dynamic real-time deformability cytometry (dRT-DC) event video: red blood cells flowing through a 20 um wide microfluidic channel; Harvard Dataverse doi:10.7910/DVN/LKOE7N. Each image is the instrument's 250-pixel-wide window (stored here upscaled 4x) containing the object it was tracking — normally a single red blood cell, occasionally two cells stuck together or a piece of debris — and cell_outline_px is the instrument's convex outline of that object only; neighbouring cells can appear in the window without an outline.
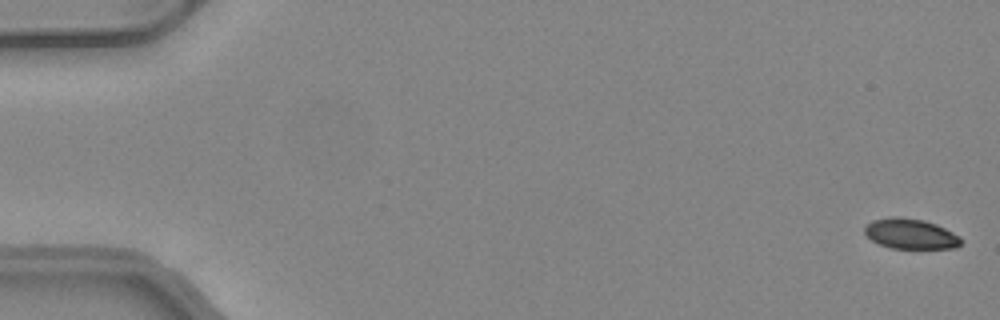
{"species": "common noctule bat (a hibernating species)", "species_latin": "Nyctalus noctula", "temperature_condition": "warm", "stored_images_in_passage": 51, "camera_frame_rate_fps": 3000, "um_per_image_px": 0.085, "animal": {"sex": "female", "body_mass_g": 24.6, "forearm_length_mm": 56.2}, "frame": {"image": 1, "passage_image": 1, "time_ms": 0.0, "image_size_px": [1000, 320], "cell_outline_px": [[964, 240], [956, 248], [892, 248], [880, 244], [872, 240], [864, 232], [864, 228], [872, 220], [888, 216], [900, 216], [924, 220], [936, 224], [960, 236]], "centroid_in_image_um": [77.41, 19.86], "position_along_channel_um": 7.6, "area_um2": 17.05}}
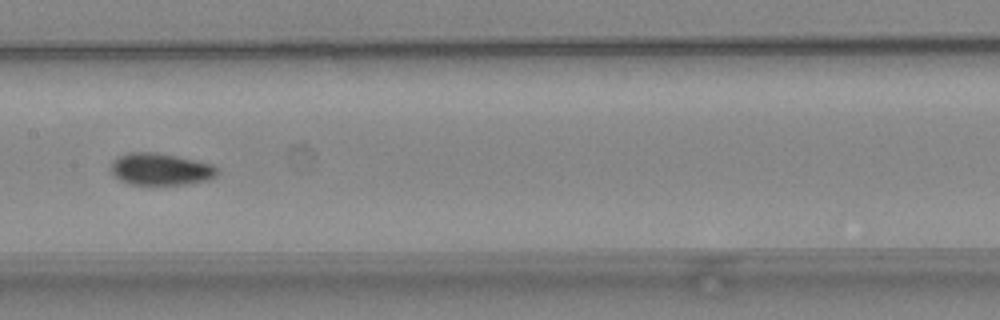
{"frame": {"image": 2, "passage_image": 26, "time_ms": 8.333, "image_size_px": [1000, 320], "cell_outline_px": [[220, 172], [216, 176], [208, 180], [188, 184], [128, 184], [120, 180], [108, 168], [112, 160], [128, 152], [156, 152], [196, 160], [212, 164]], "centroid_in_image_um": [13.64, 14.37], "position_along_channel_um": 193.8, "area_um2": 19.94}}
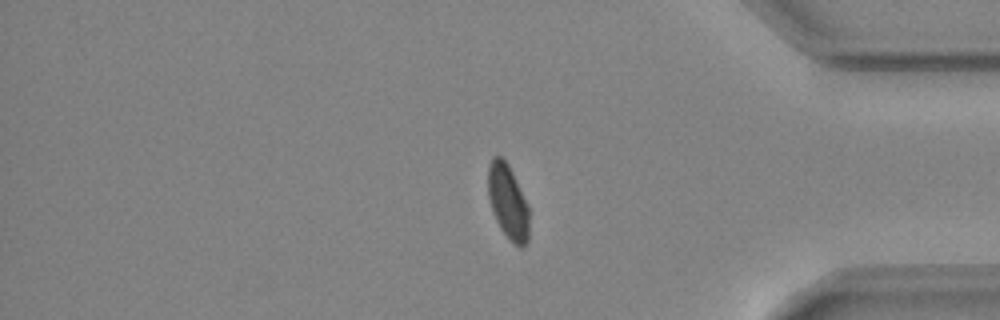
{"frame": {"image": 3, "passage_image": 42, "time_ms": 13.667, "image_size_px": [1000, 320], "cell_outline_px": [[528, 244], [524, 248], [520, 248], [508, 240], [500, 228], [496, 220], [488, 196], [488, 164], [492, 156], [500, 156], [508, 164], [528, 204]], "centroid_in_image_um": [43.17, 17.19], "position_along_channel_um": 392.0, "area_um2": 17.98}, "authors_computed_cell_mechanics": {"area_um2": 19.0162, "velocity_mm_per_s": 4.152, "shape_relaxation_time_tau1_ms": 5.0976, "shape_relaxation_time_tau2_ms": 1.5749, "deformation_change_tau1": 0.1242, "deformation_change_tau2": 0.0437}}